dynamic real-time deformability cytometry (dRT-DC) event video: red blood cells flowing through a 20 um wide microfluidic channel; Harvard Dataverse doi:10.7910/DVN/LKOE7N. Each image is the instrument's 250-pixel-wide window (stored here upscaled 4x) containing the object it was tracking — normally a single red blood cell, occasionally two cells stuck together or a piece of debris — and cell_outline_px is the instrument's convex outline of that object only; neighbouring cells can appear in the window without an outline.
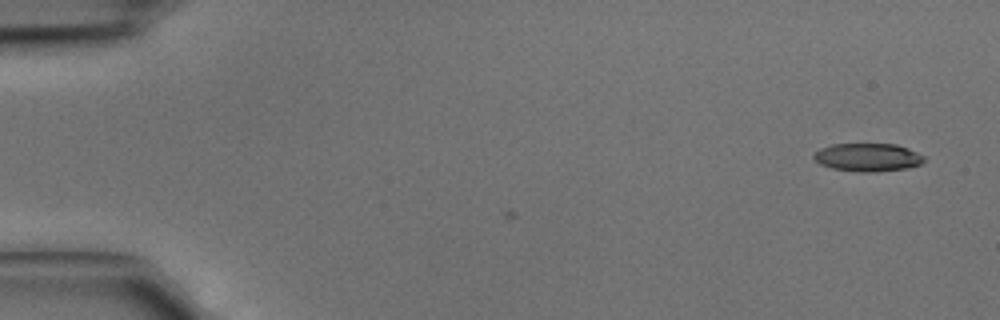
{"species": "common noctule bat (a hibernating species)", "species_latin": "Nyctalus noctula", "temperature_condition": "cold", "stored_images_in_passage": 2, "camera_frame_rate_fps": 3000, "um_per_image_px": 0.085, "animal": {"sex": "male", "body_mass_g": 15.6}, "frame": {"image": 1, "passage_image": 1, "time_ms": 0.0, "image_size_px": [1000, 320], "cell_outline_px": [[924, 160], [920, 164], [908, 168], [876, 172], [856, 172], [832, 168], [820, 164], [812, 156], [820, 148], [832, 144], [896, 144], [908, 148], [924, 156]], "centroid_in_image_um": [73.76, 13.37], "position_along_channel_um": 11.2, "area_um2": 18.09}}